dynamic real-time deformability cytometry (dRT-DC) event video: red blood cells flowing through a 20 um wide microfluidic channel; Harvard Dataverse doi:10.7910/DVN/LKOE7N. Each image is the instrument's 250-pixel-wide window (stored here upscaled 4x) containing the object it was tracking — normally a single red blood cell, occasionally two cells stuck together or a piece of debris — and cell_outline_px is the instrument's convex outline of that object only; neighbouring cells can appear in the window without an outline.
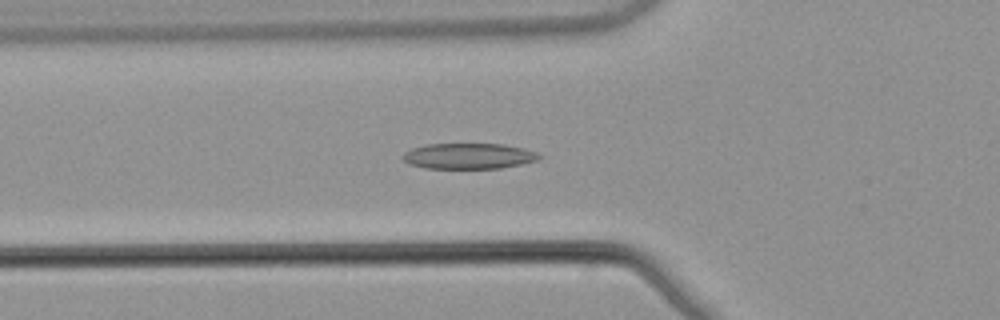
{"species": "common noctule bat (a hibernating species)", "species_latin": "Nyctalus noctula", "temperature_condition": "warm", "stored_images_in_passage": 54, "camera_frame_rate_fps": 3000, "um_per_image_px": 0.085, "animal": {"sex": "male", "body_mass_g": 21.5, "forearm_length_mm": 52.0}, "frame": {"image": 1, "passage_image": 20, "time_ms": 6.333, "image_size_px": [1000, 320], "cell_outline_px": [[544, 156], [536, 160], [520, 164], [500, 168], [424, 168], [408, 164], [400, 156], [404, 152], [412, 148], [428, 144], [500, 144], [524, 148], [536, 152]], "centroid_in_image_um": [39.81, 13.26], "position_along_channel_um": 86.0, "area_um2": 20.4}}
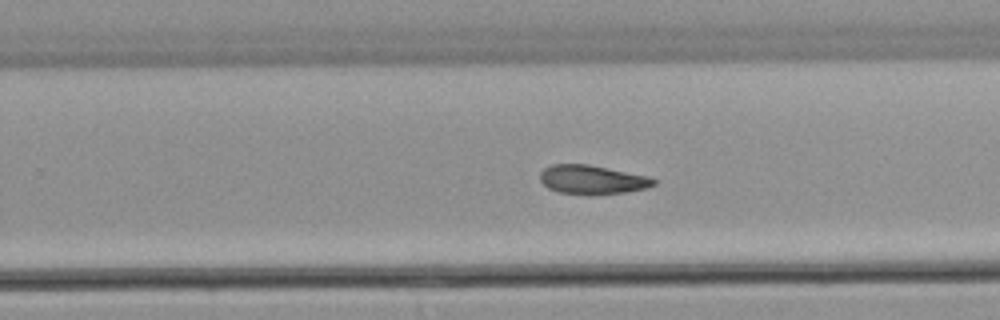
{"frame": {"image": 2, "passage_image": 35, "time_ms": 11.333, "image_size_px": [1000, 320], "cell_outline_px": [[656, 184], [648, 188], [628, 192], [592, 196], [588, 196], [560, 192], [548, 188], [540, 180], [540, 172], [544, 168], [552, 164], [588, 164], [648, 176], [656, 180]], "centroid_in_image_um": [50.35, 15.29], "position_along_channel_um": 279.4, "area_um2": 19.54}}
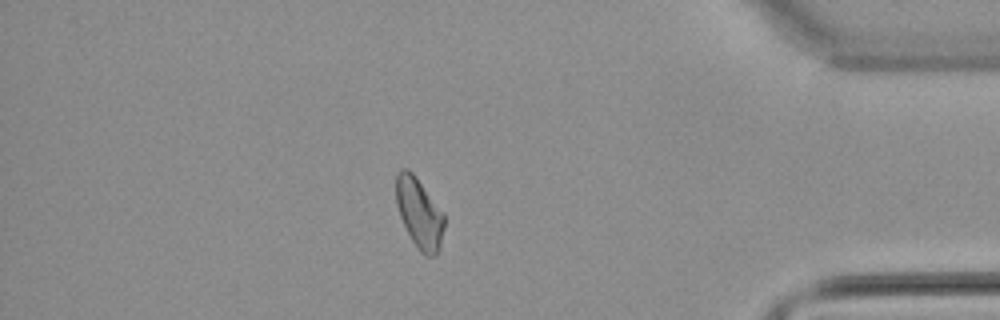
{"frame": {"image": 3, "passage_image": 47, "time_ms": 15.333, "image_size_px": [1000, 320], "cell_outline_px": [[444, 228], [440, 248], [436, 256], [424, 256], [420, 252], [412, 240], [400, 216], [396, 204], [396, 172], [400, 168], [408, 168], [412, 172], [444, 212]], "centroid_in_image_um": [35.64, 18.11], "position_along_channel_um": 399.6, "area_um2": 19.83}}